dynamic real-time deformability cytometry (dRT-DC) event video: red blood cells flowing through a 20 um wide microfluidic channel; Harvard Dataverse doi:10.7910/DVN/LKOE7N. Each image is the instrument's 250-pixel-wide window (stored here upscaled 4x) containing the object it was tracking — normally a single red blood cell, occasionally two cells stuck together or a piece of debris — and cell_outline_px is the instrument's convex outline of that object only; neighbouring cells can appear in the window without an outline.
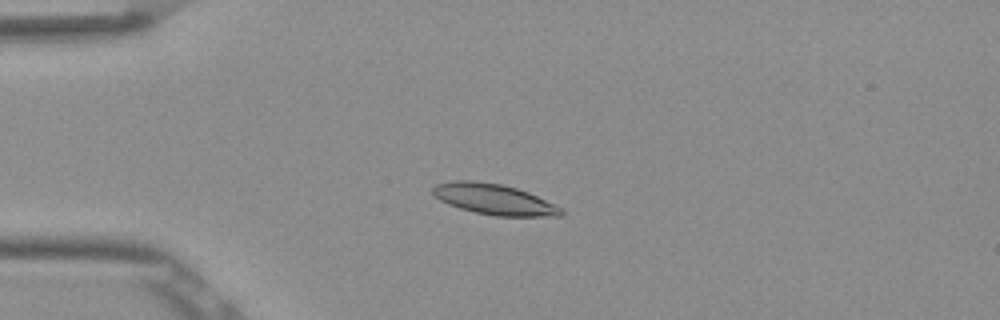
{"species": "Egyptian fruit bat (a non-hibernating species)", "species_latin": "Rousettus aegyptiacus", "temperature_condition": "room temperature", "stored_images_in_passage": 46, "camera_frame_rate_fps": 3000, "um_per_image_px": 0.085, "frame": {"image": 1, "passage_image": 13, "time_ms": 4.0, "image_size_px": [1000, 320], "cell_outline_px": [[564, 212], [560, 216], [496, 216], [476, 212], [460, 208], [448, 204], [432, 196], [432, 188], [436, 184], [452, 180], [472, 180], [500, 184], [516, 188], [528, 192], [564, 208]], "centroid_in_image_um": [41.98, 16.93], "position_along_channel_um": 43.0, "area_um2": 23.0}}
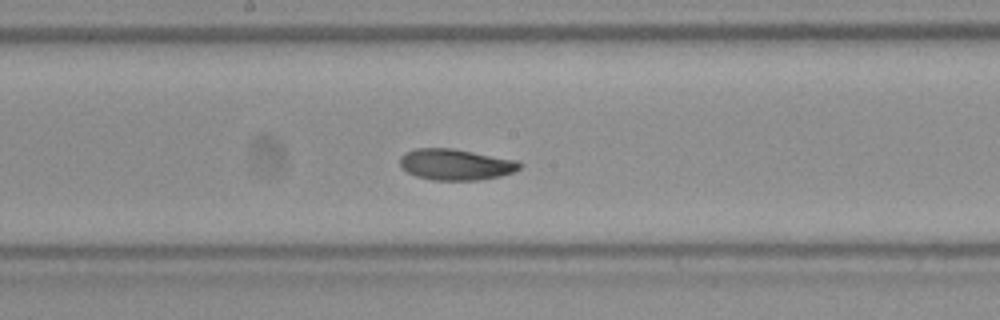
{"frame": {"image": 2, "passage_image": 28, "time_ms": 9.0, "image_size_px": [1000, 320], "cell_outline_px": [[524, 164], [520, 168], [512, 172], [500, 176], [480, 180], [432, 180], [416, 176], [400, 168], [400, 156], [404, 152], [416, 148], [452, 148], [520, 160]], "centroid_in_image_um": [38.74, 13.97], "position_along_channel_um": 209.5, "area_um2": 22.02}}
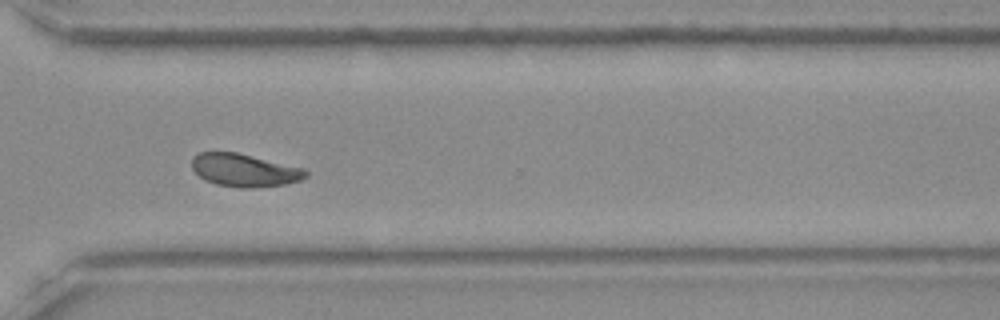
{"frame": {"image": 3, "passage_image": 39, "time_ms": 12.667, "image_size_px": [1000, 320], "cell_outline_px": [[308, 176], [300, 180], [284, 184], [252, 188], [240, 188], [216, 184], [204, 180], [192, 168], [192, 156], [200, 152], [236, 152], [304, 168], [308, 172]], "centroid_in_image_um": [20.77, 14.47], "position_along_channel_um": 349.8, "area_um2": 21.79}, "authors_computed_cell_mechanics": {"area_um2": 22.0218, "velocity_mm_per_s": 3.8298, "shape_relaxation_time_tau1_ms": 3.3381, "shape_relaxation_time_tau2_ms": 3.1168, "deformation_change_tau1": 0.1138, "deformation_change_tau2": 0.0675}}